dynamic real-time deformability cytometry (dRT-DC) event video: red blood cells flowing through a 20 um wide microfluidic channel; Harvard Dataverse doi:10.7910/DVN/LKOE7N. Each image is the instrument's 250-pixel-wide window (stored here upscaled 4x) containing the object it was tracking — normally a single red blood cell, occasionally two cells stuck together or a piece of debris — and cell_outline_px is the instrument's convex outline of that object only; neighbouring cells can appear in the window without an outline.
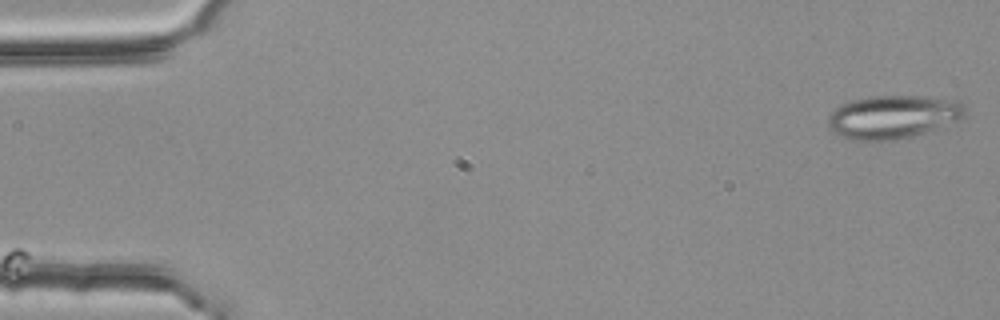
{"species": "common noctule bat (a hibernating species)", "species_latin": "Nyctalus noctula", "temperature_condition": "room temperature", "stored_images_in_passage": 34, "camera_frame_rate_fps": 3000, "um_per_image_px": 0.085, "animal": {"sex": "female", "body_mass_g": 25.1}, "frame": {"image": 1, "passage_image": 1, "time_ms": 0.0, "image_size_px": [1000, 320], "cell_outline_px": [[964, 116], [960, 120], [924, 132], [908, 136], [888, 140], [852, 140], [836, 136], [828, 128], [828, 116], [840, 104], [852, 100], [868, 96], [924, 96], [960, 100], [964, 104]], "centroid_in_image_um": [75.87, 9.92], "position_along_channel_um": 9.1, "area_um2": 34.62}}
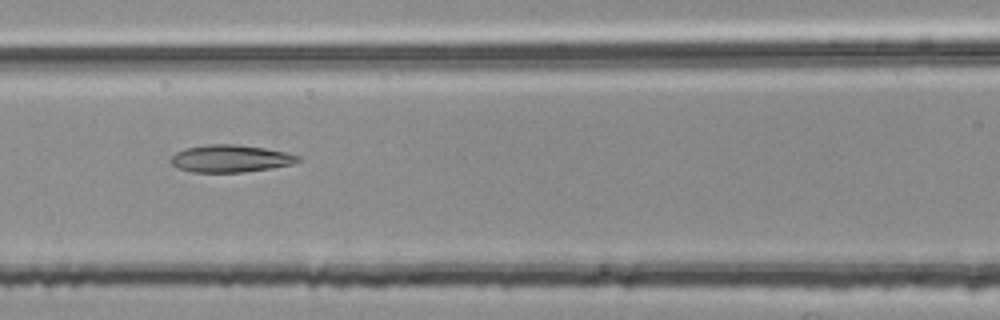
{"frame": {"image": 2, "passage_image": 23, "time_ms": 7.333, "image_size_px": [1000, 320], "cell_outline_px": [[300, 160], [292, 164], [272, 168], [240, 172], [192, 172], [176, 168], [172, 164], [172, 156], [176, 152], [184, 148], [208, 144], [236, 144], [264, 148], [284, 152], [300, 156]], "centroid_in_image_um": [19.56, 13.47], "position_along_channel_um": 147.0, "area_um2": 20.17}}